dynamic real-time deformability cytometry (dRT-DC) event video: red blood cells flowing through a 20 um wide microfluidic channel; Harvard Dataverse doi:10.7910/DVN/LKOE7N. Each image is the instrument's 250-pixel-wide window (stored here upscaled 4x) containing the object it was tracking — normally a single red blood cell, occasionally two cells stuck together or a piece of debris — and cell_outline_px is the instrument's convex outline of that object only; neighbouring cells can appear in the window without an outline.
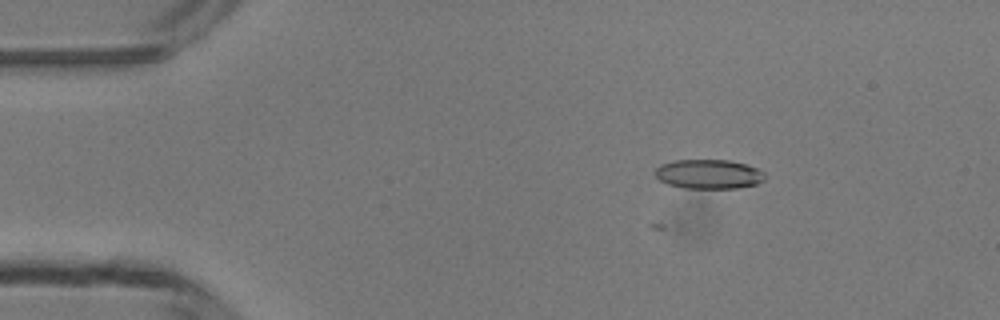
{"species": "common noctule bat (a hibernating species)", "species_latin": "Nyctalus noctula", "temperature_condition": "room temperature", "stored_images_in_passage": 8, "camera_frame_rate_fps": 3000, "um_per_image_px": 0.085, "animal": {"sex": "male", "body_mass_g": 13.3}, "frame": {"image": 1, "passage_image": 8, "time_ms": 2.333, "image_size_px": [1000, 320], "cell_outline_px": [[764, 180], [756, 184], [736, 188], [684, 188], [668, 184], [660, 180], [656, 176], [656, 168], [660, 164], [676, 160], [728, 160], [744, 164], [756, 168], [764, 172]], "centroid_in_image_um": [60.23, 14.8], "position_along_channel_um": 24.8, "area_um2": 18.61}}